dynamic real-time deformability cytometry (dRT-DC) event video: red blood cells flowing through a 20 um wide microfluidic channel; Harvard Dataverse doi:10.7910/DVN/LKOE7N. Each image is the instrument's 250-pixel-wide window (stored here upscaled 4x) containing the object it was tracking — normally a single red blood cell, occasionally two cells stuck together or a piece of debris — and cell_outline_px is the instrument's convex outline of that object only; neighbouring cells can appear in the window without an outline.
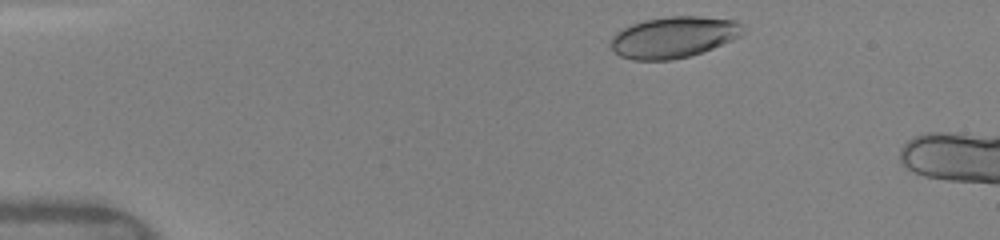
{"species": "human", "species_latin": "Homo sapiens", "temperature_condition": "warm", "stored_images_in_passage": 8, "camera_frame_rate_fps": 3000, "um_per_image_px": 0.085, "donor": {"sex": "female"}, "frame": {"image": 1, "passage_image": 2, "time_ms": 0.333, "image_size_px": [1000, 240], "cell_outline_px": [[748, 32], [732, 40], [712, 48], [688, 56], [672, 60], [632, 60], [620, 56], [608, 44], [612, 36], [616, 32], [632, 24], [644, 20], [668, 16], [700, 16], [736, 20]], "centroid_in_image_um": [57.26, 3.15], "position_along_channel_um": 27.7, "area_um2": 31.91}}